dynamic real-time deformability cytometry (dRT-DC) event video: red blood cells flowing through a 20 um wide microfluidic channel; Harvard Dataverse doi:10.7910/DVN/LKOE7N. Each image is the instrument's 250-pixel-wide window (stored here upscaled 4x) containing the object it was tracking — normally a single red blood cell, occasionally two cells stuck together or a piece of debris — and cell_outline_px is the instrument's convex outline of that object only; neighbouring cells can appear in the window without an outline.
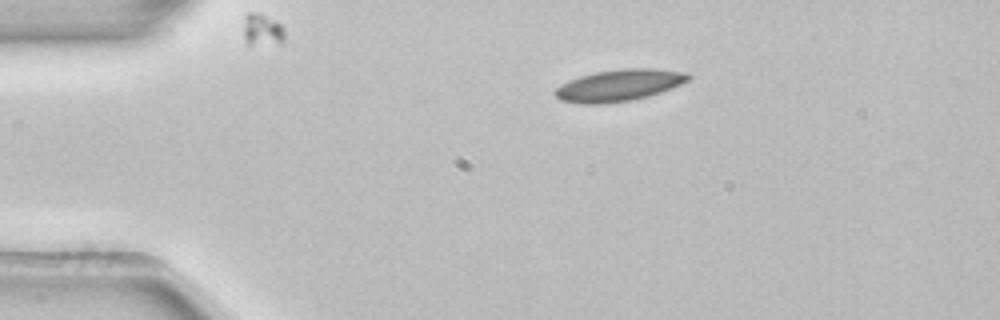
{"species": "common noctule bat (a hibernating species)", "species_latin": "Nyctalus noctula", "temperature_condition": "room temperature", "stored_images_in_passage": 43, "camera_frame_rate_fps": 3000, "um_per_image_px": 0.085, "animal": {"sex": "female", "body_mass_g": 22.7, "forearm_length_mm": 54.2}, "frame": {"image": 1, "passage_image": 1, "time_ms": 0.0, "image_size_px": [1000, 320], "cell_outline_px": [[692, 76], [688, 80], [680, 84], [660, 92], [648, 96], [632, 100], [600, 104], [584, 104], [560, 100], [552, 92], [560, 84], [568, 80], [580, 76], [596, 72], [624, 68], [652, 68], [688, 72]], "centroid_in_image_um": [52.6, 7.24], "position_along_channel_um": 32.4, "area_um2": 24.62}}
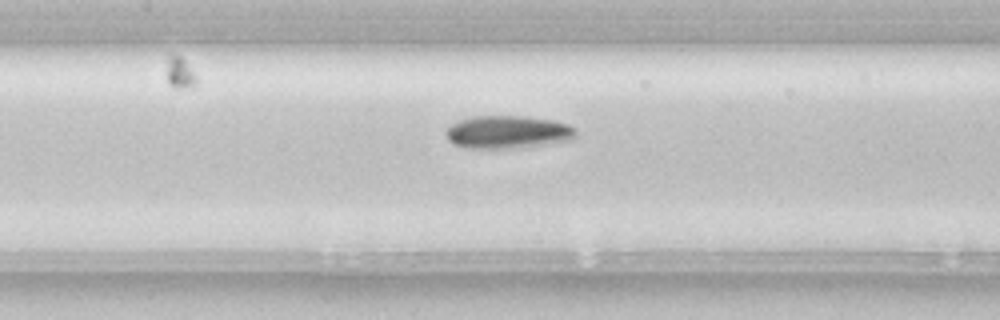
{"frame": {"image": 2, "passage_image": 15, "time_ms": 4.667, "image_size_px": [1000, 320], "cell_outline_px": [[576, 136], [568, 140], [544, 144], [512, 148], [468, 148], [452, 144], [448, 140], [444, 132], [452, 124], [460, 120], [472, 116], [524, 116], [552, 120], [568, 124], [576, 128]], "centroid_in_image_um": [43.13, 11.22], "position_along_channel_um": 164.3, "area_um2": 24.8}}
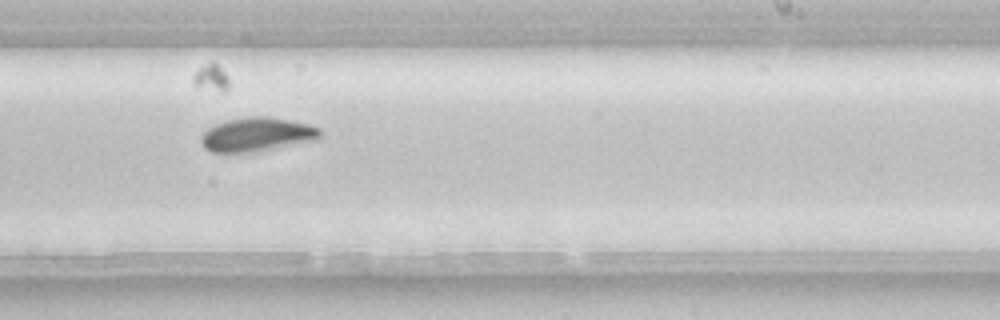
{"frame": {"image": 3, "passage_image": 23, "time_ms": 7.333, "image_size_px": [1000, 320], "cell_outline_px": [[320, 140], [256, 152], [212, 152], [204, 148], [200, 140], [200, 136], [208, 128], [216, 124], [228, 120], [252, 116], [268, 116], [308, 124], [320, 128]], "centroid_in_image_um": [21.86, 11.44], "position_along_channel_um": 267.1, "area_um2": 23.7}, "authors_computed_cell_mechanics": {"area_um2": 23.698, "velocity_mm_per_s": 3.8843, "shape_relaxation_time_tau1_ms": 2.9365, "shape_relaxation_time_tau2_ms": null, "deformation_change_tau1": 0.1076, "deformation_change_tau2": null}}